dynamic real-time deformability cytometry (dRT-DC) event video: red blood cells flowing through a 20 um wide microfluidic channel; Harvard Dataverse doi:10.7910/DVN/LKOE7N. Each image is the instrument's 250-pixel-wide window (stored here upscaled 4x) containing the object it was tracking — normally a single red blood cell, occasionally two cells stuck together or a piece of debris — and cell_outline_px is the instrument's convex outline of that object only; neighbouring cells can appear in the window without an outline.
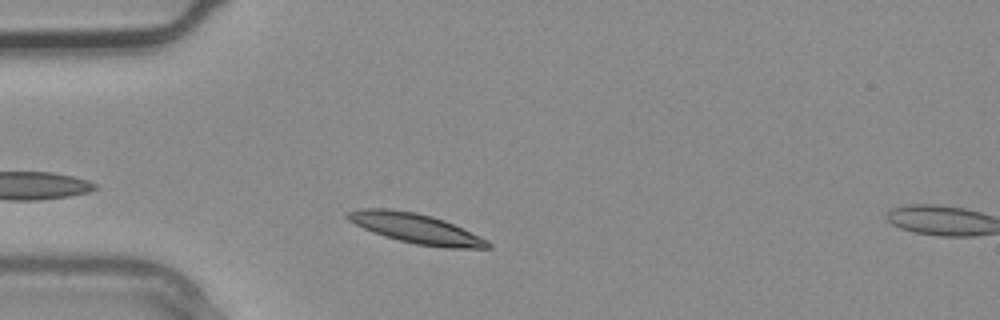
{"species": "common noctule bat (a hibernating species)", "species_latin": "Nyctalus noctula", "temperature_condition": "warm", "stored_images_in_passage": 4, "camera_frame_rate_fps": 3000, "um_per_image_px": 0.085, "animal": {"sex": "male", "body_mass_g": 20.4}, "frame": {"image": 1, "passage_image": 4, "time_ms": 1.0, "image_size_px": [1000, 320], "cell_outline_px": [[492, 248], [448, 248], [416, 244], [384, 236], [372, 232], [348, 220], [344, 216], [348, 212], [360, 208], [384, 208], [416, 212], [432, 216], [444, 220], [488, 240], [492, 244]], "centroid_in_image_um": [35.35, 19.41], "position_along_channel_um": 49.7, "area_um2": 24.22}}